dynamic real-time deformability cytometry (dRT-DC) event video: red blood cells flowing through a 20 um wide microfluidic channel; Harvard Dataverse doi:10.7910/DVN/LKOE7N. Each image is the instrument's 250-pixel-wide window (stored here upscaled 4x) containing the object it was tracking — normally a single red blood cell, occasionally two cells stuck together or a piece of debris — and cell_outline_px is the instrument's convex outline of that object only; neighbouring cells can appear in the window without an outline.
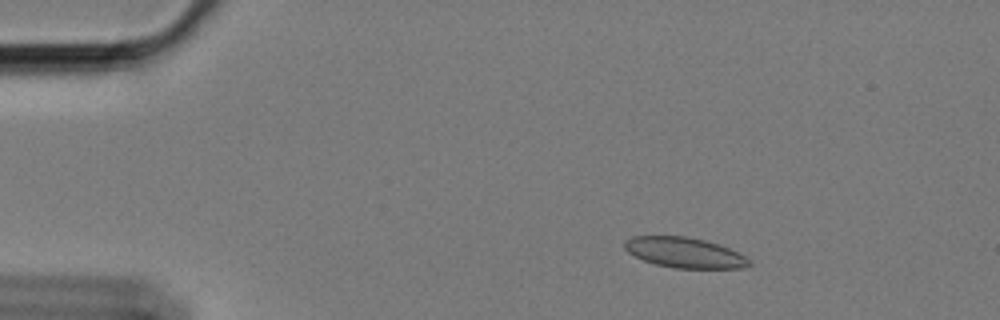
{"species": "Egyptian fruit bat (a non-hibernating species)", "species_latin": "Rousettus aegyptiacus", "temperature_condition": "cold", "stored_images_in_passage": 59, "camera_frame_rate_fps": 3000, "um_per_image_px": 0.085, "animal": {"sex": "female"}, "frame": {"image": 1, "passage_image": 9, "time_ms": 2.667, "image_size_px": [1000, 320], "cell_outline_px": [[752, 264], [744, 268], [676, 268], [656, 264], [644, 260], [628, 252], [624, 248], [624, 240], [632, 236], [688, 236], [704, 240], [728, 248], [752, 260]], "centroid_in_image_um": [58.18, 21.47], "position_along_channel_um": 26.8, "area_um2": 21.91}}
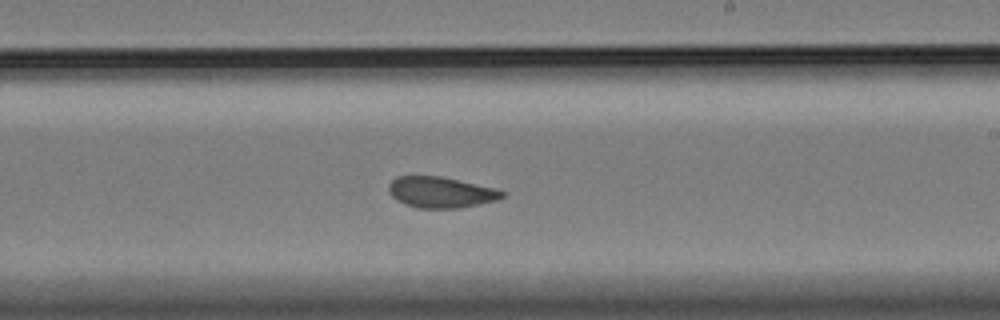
{"frame": {"image": 2, "passage_image": 35, "time_ms": 11.333, "image_size_px": [1000, 320], "cell_outline_px": [[504, 196], [500, 200], [460, 208], [416, 208], [404, 204], [396, 200], [388, 192], [388, 184], [396, 176], [440, 176], [496, 188], [504, 192]], "centroid_in_image_um": [37.46, 16.35], "position_along_channel_um": 251.5, "area_um2": 20.69}}
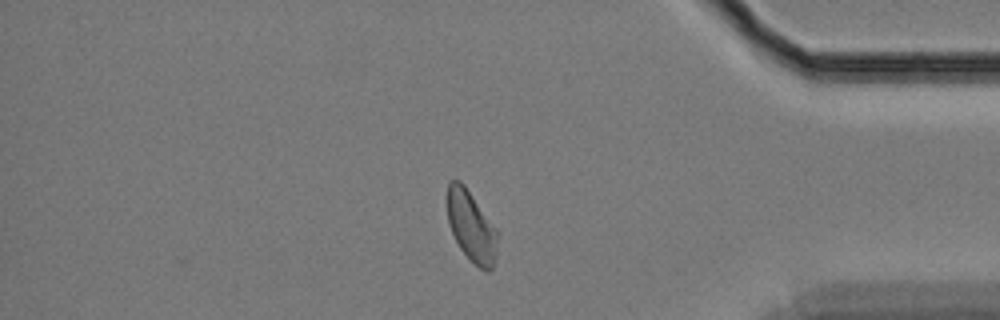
{"frame": {"image": 3, "passage_image": 50, "time_ms": 16.333, "image_size_px": [1000, 320], "cell_outline_px": [[496, 256], [492, 268], [488, 272], [472, 264], [460, 248], [448, 224], [448, 184], [452, 180], [460, 180], [464, 184], [496, 228]], "centroid_in_image_um": [40.06, 19.27], "position_along_channel_um": 395.1, "area_um2": 20.46}, "authors_computed_cell_mechanics": {"area_um2": 21.6172, "velocity_mm_per_s": 3.358, "shape_relaxation_time_tau1_ms": 8.0575, "shape_relaxation_time_tau2_ms": 1.4089, "deformation_change_tau1": 0.1194, "deformation_change_tau2": 0.0592}}